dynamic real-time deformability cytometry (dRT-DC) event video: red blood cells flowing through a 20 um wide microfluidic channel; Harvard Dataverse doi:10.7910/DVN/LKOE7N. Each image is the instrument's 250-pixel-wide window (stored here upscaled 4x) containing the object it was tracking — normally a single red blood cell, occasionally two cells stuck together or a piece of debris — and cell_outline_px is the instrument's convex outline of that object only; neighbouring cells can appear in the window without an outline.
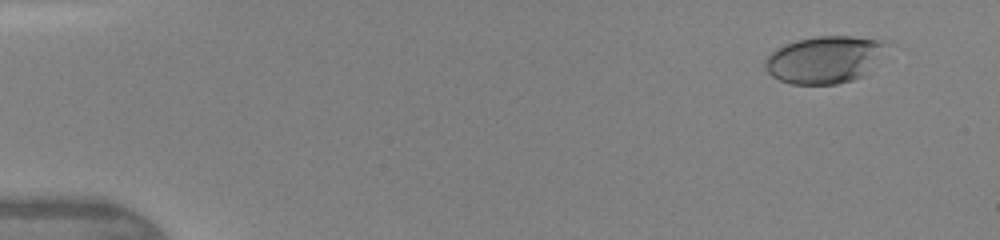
{"species": "human", "species_latin": "Homo sapiens", "temperature_condition": "warm", "stored_images_in_passage": 47, "camera_frame_rate_fps": 3000, "um_per_image_px": 0.085, "donor": {"sex": "female"}, "frame": {"image": 1, "passage_image": 4, "time_ms": 1.0, "image_size_px": [1000, 240], "cell_outline_px": [[892, 44], [864, 76], [852, 80], [836, 84], [792, 84], [780, 80], [772, 76], [764, 68], [764, 60], [776, 48], [796, 40], [816, 36], [852, 36], [880, 40]], "centroid_in_image_um": [70.11, 5.06], "position_along_channel_um": 14.9, "area_um2": 33.64}}
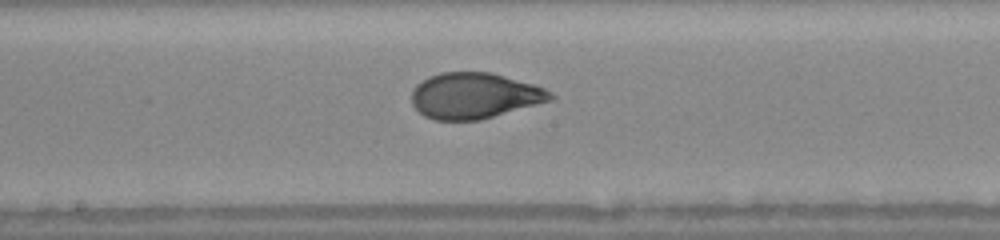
{"frame": {"image": 2, "passage_image": 26, "time_ms": 8.333, "image_size_px": [1000, 240], "cell_outline_px": [[556, 96], [552, 100], [480, 120], [432, 120], [424, 116], [412, 104], [412, 92], [416, 84], [428, 76], [440, 72], [492, 72], [532, 84], [544, 88], [552, 92]], "centroid_in_image_um": [40.32, 8.13], "position_along_channel_um": 207.9, "area_um2": 37.17}}
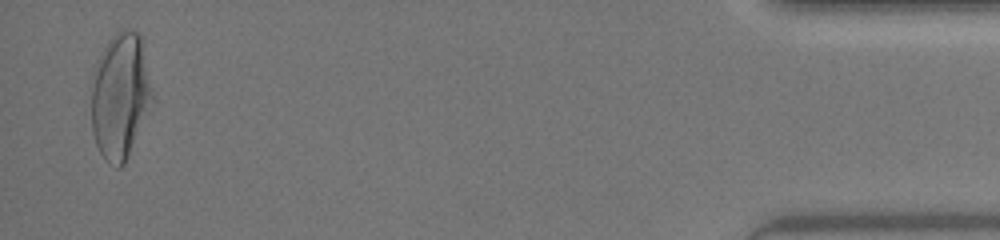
{"frame": {"image": 3, "passage_image": 46, "time_ms": 15.0, "image_size_px": [1000, 240], "cell_outline_px": [[152, 100], [124, 164], [120, 168], [116, 168], [100, 152], [96, 144], [92, 132], [92, 72], [108, 40], [116, 32], [124, 28], [136, 32], [140, 36], [152, 92]], "centroid_in_image_um": [10.18, 8.13], "position_along_channel_um": 425.0, "area_um2": 43.7}, "authors_computed_cell_mechanics": {"area_um2": 36.7608, "velocity_mm_per_s": 4.3811, "shape_relaxation_time_tau1_ms": 5.9556, "shape_relaxation_time_tau2_ms": null, "deformation_change_tau1": 0.2583, "deformation_change_tau2": null}}